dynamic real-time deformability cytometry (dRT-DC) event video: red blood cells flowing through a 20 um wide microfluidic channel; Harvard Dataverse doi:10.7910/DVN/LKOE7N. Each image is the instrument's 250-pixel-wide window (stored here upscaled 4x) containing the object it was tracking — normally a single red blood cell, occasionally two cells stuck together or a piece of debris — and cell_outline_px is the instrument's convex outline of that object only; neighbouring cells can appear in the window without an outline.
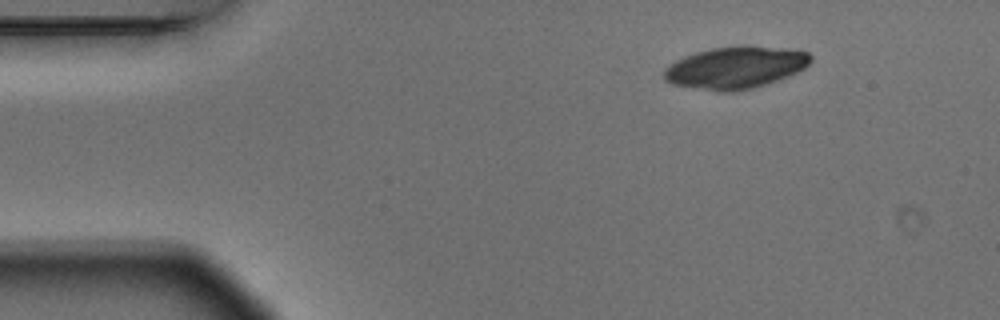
{"species": "Egyptian fruit bat (a non-hibernating species)", "species_latin": "Rousettus aegyptiacus", "temperature_condition": "warm", "stored_images_in_passage": 3, "camera_frame_rate_fps": 3000, "um_per_image_px": 0.085, "animal": {"sex": "male"}, "frame": {"image": 1, "passage_image": 1, "time_ms": 0.0, "image_size_px": [1000, 320], "cell_outline_px": [[812, 60], [804, 68], [788, 76], [752, 88], [732, 92], [720, 92], [672, 84], [664, 80], [664, 68], [676, 60], [696, 52], [712, 48], [788, 48], [808, 52], [812, 56]], "centroid_in_image_um": [62.49, 5.78], "position_along_channel_um": 22.5, "area_um2": 35.03}}